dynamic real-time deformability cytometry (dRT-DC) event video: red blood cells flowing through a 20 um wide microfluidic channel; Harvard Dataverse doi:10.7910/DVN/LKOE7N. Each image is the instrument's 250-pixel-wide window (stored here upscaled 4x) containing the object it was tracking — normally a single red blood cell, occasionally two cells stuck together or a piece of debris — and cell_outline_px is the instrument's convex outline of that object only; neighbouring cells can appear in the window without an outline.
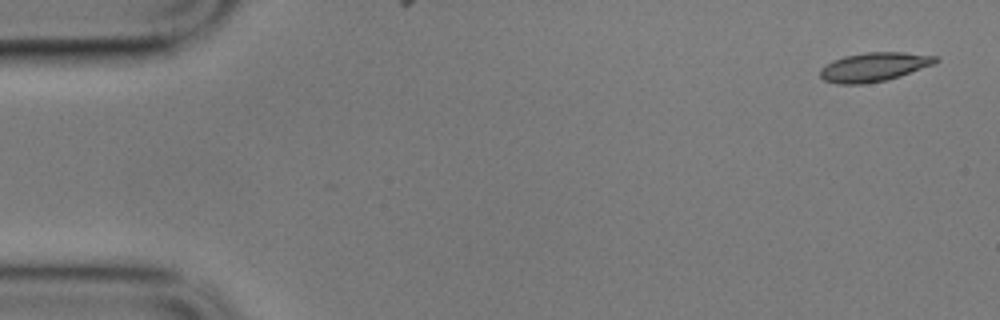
{"species": "common noctule bat (a hibernating species)", "species_latin": "Nyctalus noctula", "temperature_condition": "cold", "stored_images_in_passage": 3, "camera_frame_rate_fps": 3000, "um_per_image_px": 0.085, "animal": {"sex": "male", "body_mass_g": 17.9}, "frame": {"image": 1, "passage_image": 1, "time_ms": 0.0, "image_size_px": [1000, 320], "cell_outline_px": [[940, 60], [936, 64], [888, 80], [864, 84], [836, 84], [824, 80], [820, 76], [820, 68], [832, 60], [844, 56], [868, 52], [904, 52], [940, 56]], "centroid_in_image_um": [74.33, 5.69], "position_along_channel_um": 10.7, "area_um2": 19.83}}